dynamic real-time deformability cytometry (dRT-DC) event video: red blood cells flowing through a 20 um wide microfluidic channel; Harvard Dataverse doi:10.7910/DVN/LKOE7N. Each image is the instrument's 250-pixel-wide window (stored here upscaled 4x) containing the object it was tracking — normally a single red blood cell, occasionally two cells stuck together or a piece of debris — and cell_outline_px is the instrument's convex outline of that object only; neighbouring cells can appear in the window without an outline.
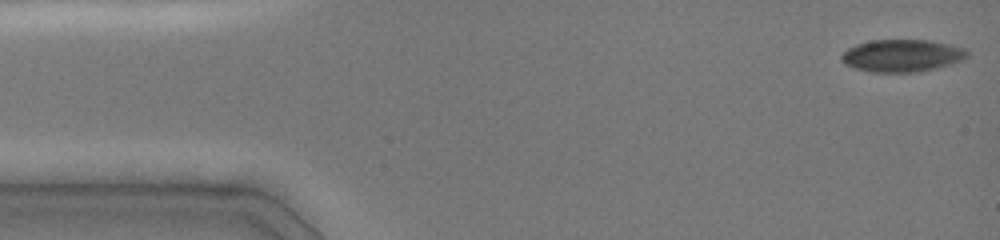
{"species": "common noctule bat (a hibernating species)", "species_latin": "Nyctalus noctula", "temperature_condition": "cold", "stored_images_in_passage": 52, "camera_frame_rate_fps": 3000, "um_per_image_px": 0.085, "animal": {"sex": "female", "body_mass_g": 19.0, "forearm_length_mm": 51.5}, "frame": {"image": 1, "passage_image": 1, "time_ms": 0.0, "image_size_px": [1000, 240], "cell_outline_px": [[968, 56], [964, 60], [952, 64], [920, 72], [872, 72], [856, 68], [844, 64], [840, 60], [840, 56], [848, 48], [856, 44], [872, 40], [932, 40], [968, 48]], "centroid_in_image_um": [76.72, 4.72], "position_along_channel_um": 8.3, "area_um2": 24.04}}
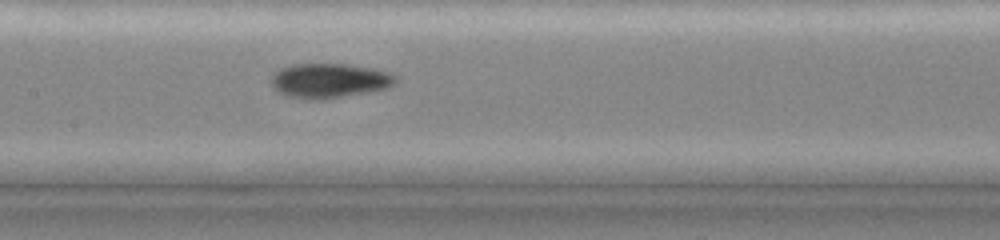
{"frame": {"image": 2, "passage_image": 24, "time_ms": 7.0, "image_size_px": [1000, 240], "cell_outline_px": [[396, 84], [388, 88], [368, 92], [320, 100], [312, 100], [284, 96], [276, 92], [272, 88], [272, 76], [280, 68], [292, 64], [348, 64], [372, 68], [388, 72], [396, 76]], "centroid_in_image_um": [27.97, 6.86], "position_along_channel_um": 179.4, "area_um2": 25.32}}
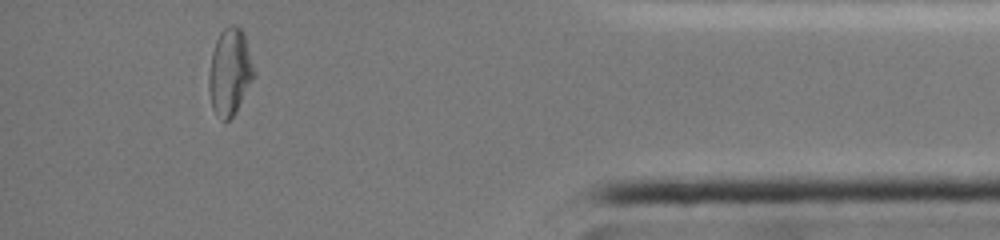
{"frame": {"image": 3, "passage_image": 47, "time_ms": 13.667, "image_size_px": [1000, 240], "cell_outline_px": [[256, 76], [232, 116], [228, 120], [220, 120], [212, 108], [208, 88], [208, 76], [212, 52], [216, 40], [220, 32], [228, 24], [236, 24], [244, 32], [256, 72]], "centroid_in_image_um": [19.54, 6.08], "position_along_channel_um": 415.7, "area_um2": 23.06}, "authors_computed_cell_mechanics": {"area_um2": 24.0448, "velocity_mm_per_s": 4.0393, "shape_relaxation_time_tau1_ms": 7.5109, "shape_relaxation_time_tau2_ms": 4.1557, "deformation_change_tau1": 0.1775, "deformation_change_tau2": 0.0867}}